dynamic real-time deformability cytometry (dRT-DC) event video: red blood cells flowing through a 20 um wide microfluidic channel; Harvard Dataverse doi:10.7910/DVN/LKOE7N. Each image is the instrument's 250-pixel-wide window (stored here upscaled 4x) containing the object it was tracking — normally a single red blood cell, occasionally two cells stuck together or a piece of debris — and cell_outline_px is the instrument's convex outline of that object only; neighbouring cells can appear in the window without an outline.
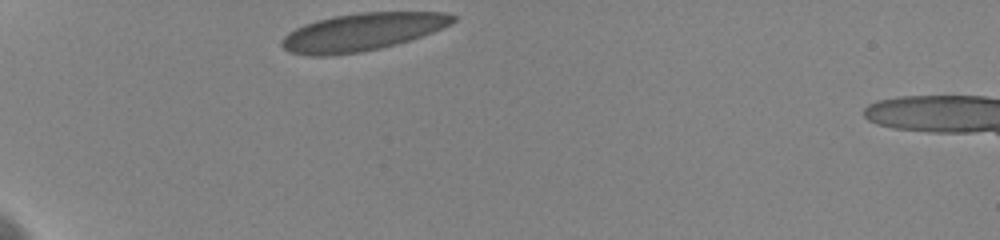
{"species": "human", "species_latin": "Homo sapiens", "temperature_condition": "cold", "stored_images_in_passage": 10, "camera_frame_rate_fps": 3000, "um_per_image_px": 0.085, "donor": {"sex": "female"}, "frame": {"image": 1, "passage_image": 1, "time_ms": 0.0, "image_size_px": [1000, 240], "cell_outline_px": [[456, 20], [452, 24], [432, 32], [396, 44], [380, 48], [360, 52], [332, 56], [308, 56], [288, 52], [280, 44], [280, 40], [288, 32], [304, 24], [316, 20], [332, 16], [360, 12], [444, 12], [456, 16]], "centroid_in_image_um": [30.74, 2.72], "position_along_channel_um": 54.3, "area_um2": 37.69}}